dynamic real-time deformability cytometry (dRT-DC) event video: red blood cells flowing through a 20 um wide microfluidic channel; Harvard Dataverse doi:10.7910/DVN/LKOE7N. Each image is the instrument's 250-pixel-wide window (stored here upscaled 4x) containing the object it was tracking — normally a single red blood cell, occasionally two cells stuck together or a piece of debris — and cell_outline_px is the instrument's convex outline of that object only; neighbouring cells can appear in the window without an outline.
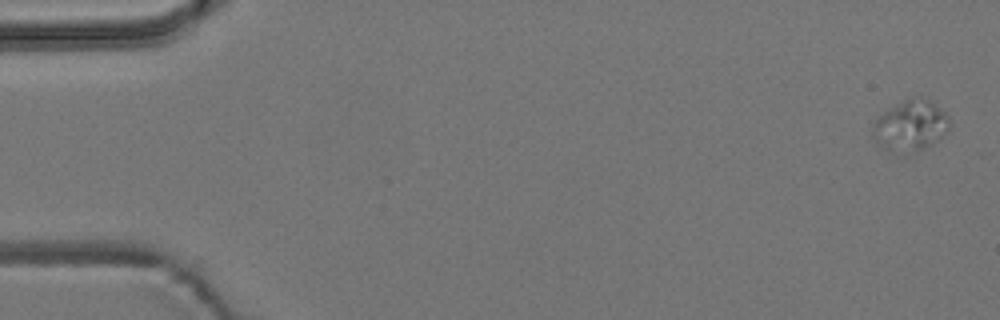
{"species": "common noctule bat (a hibernating species)", "species_latin": "Nyctalus noctula", "temperature_condition": "room temperature", "stored_images_in_passage": 4, "camera_frame_rate_fps": 3000, "um_per_image_px": 0.085, "animal": {"sex": "male", "body_mass_g": 19.2, "forearm_length_mm": 51.8}, "frame": {"image": 1, "passage_image": 1, "time_ms": 0.0, "image_size_px": [1000, 320], "cell_outline_px": [[948, 128], [932, 144], [916, 152], [900, 156], [876, 144], [872, 136], [872, 128], [876, 120], [888, 108], [904, 100], [920, 96], [924, 96], [944, 112], [948, 116]], "centroid_in_image_um": [77.33, 10.72], "position_along_channel_um": 7.7, "area_um2": 22.77}}